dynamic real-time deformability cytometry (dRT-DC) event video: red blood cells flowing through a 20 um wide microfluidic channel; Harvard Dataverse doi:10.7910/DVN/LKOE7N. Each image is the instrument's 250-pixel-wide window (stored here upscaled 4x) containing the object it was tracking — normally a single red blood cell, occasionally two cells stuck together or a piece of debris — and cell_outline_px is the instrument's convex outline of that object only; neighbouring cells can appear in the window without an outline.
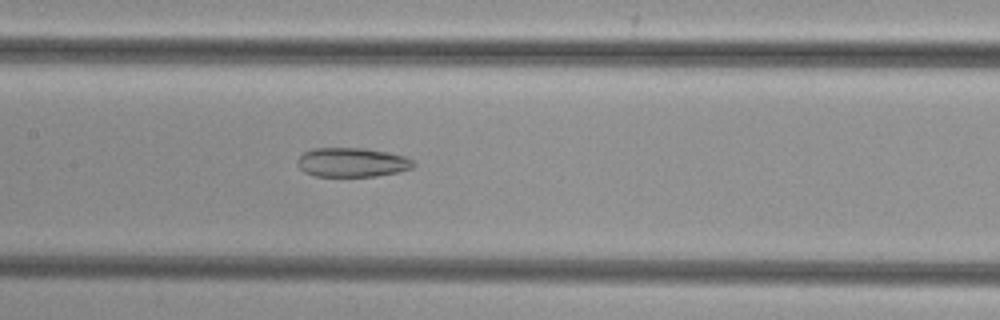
{"species": "common noctule bat (a hibernating species)", "species_latin": "Nyctalus noctula", "temperature_condition": "cold", "stored_images_in_passage": 35, "camera_frame_rate_fps": 3000, "um_per_image_px": 0.085, "animal": {"sex": "female", "body_mass_g": 29.2, "forearm_length_mm": 56.3}, "frame": {"image": 1, "passage_image": 10, "time_ms": 3.0, "image_size_px": [1000, 320], "cell_outline_px": [[416, 164], [412, 168], [400, 172], [376, 176], [312, 176], [304, 172], [296, 164], [296, 160], [304, 152], [312, 148], [364, 148], [388, 152], [404, 156], [412, 160]], "centroid_in_image_um": [29.91, 13.8], "position_along_channel_um": 177.5, "area_um2": 19.94}}
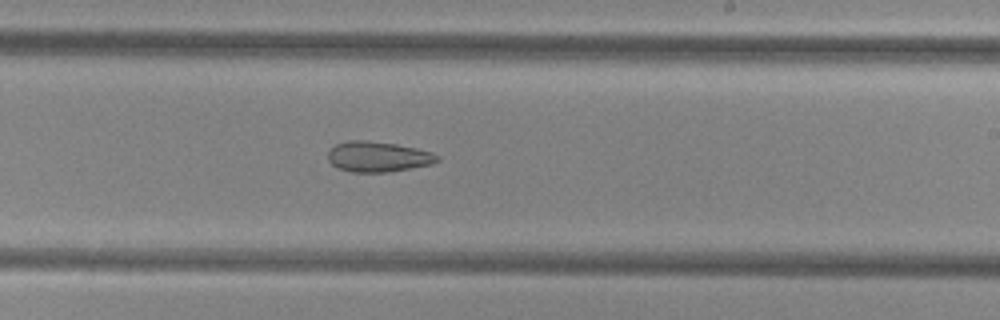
{"frame": {"image": 2, "passage_image": 16, "time_ms": 5.0, "image_size_px": [1000, 320], "cell_outline_px": [[440, 160], [432, 164], [388, 172], [352, 172], [340, 168], [332, 164], [328, 160], [328, 152], [336, 144], [348, 140], [368, 140], [396, 144], [416, 148], [432, 152], [440, 156]], "centroid_in_image_um": [32.15, 13.31], "position_along_channel_um": 256.8, "area_um2": 19.36}}
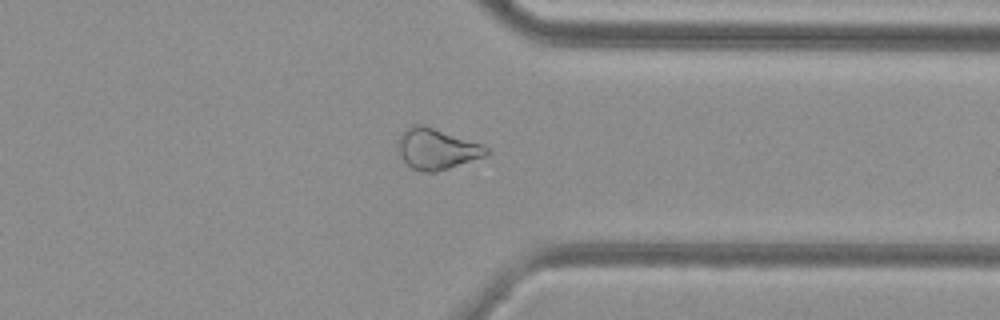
{"frame": {"image": 3, "passage_image": 25, "time_ms": 8.0, "image_size_px": [1000, 320], "cell_outline_px": [[488, 152], [484, 156], [436, 172], [424, 172], [412, 168], [400, 156], [396, 144], [400, 136], [412, 124], [424, 124], [484, 144], [488, 148]], "centroid_in_image_um": [37.11, 12.63], "position_along_channel_um": 374.3, "area_um2": 20.98}}